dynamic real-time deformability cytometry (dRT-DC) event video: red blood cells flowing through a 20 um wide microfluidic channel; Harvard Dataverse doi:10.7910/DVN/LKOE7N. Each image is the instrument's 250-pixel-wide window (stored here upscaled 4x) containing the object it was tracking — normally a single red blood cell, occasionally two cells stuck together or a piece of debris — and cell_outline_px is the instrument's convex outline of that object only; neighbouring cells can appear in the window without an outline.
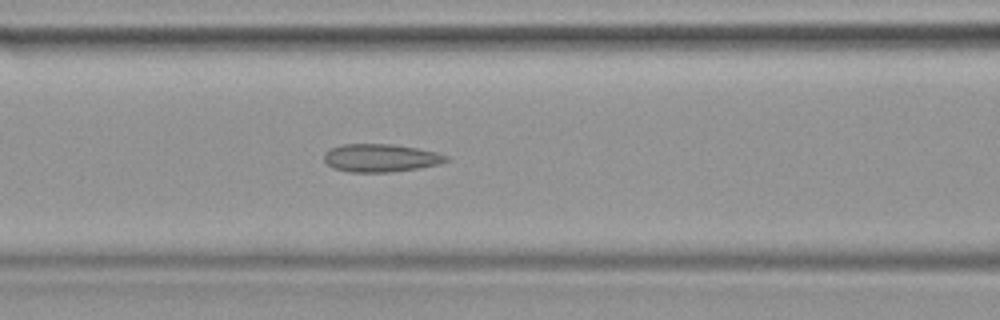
{"species": "common noctule bat (a hibernating species)", "species_latin": "Nyctalus noctula", "temperature_condition": "warm", "stored_images_in_passage": 33, "camera_frame_rate_fps": 3000, "um_per_image_px": 0.085, "animal": {"sex": "female", "body_mass_g": 19.9}, "frame": {"image": 1, "passage_image": 10, "time_ms": 3.0, "image_size_px": [1000, 320], "cell_outline_px": [[452, 160], [440, 164], [416, 168], [388, 172], [348, 172], [332, 168], [324, 160], [324, 152], [328, 148], [344, 144], [392, 144], [416, 148], [436, 152], [448, 156]], "centroid_in_image_um": [32.34, 13.42], "position_along_channel_um": 134.3, "area_um2": 20.0}}
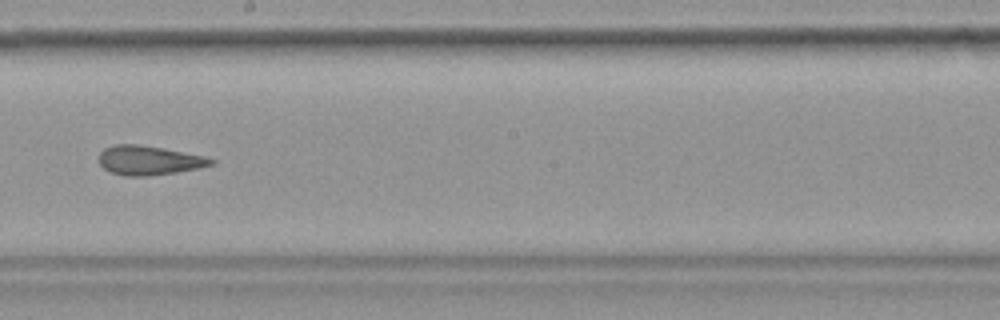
{"frame": {"image": 2, "passage_image": 16, "time_ms": 5.0, "image_size_px": [1000, 320], "cell_outline_px": [[216, 164], [200, 168], [176, 172], [148, 176], [124, 176], [108, 172], [100, 164], [100, 152], [104, 148], [116, 144], [136, 144], [164, 148], [204, 156], [216, 160]], "centroid_in_image_um": [12.68, 13.63], "position_along_channel_um": 235.5, "area_um2": 19.25}}
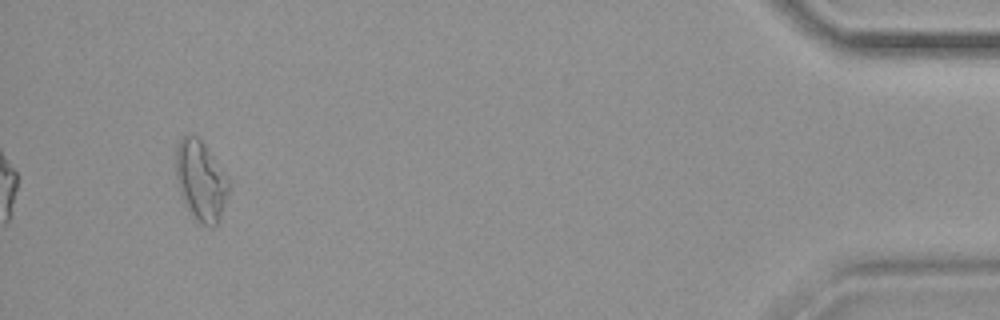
{"frame": {"image": 3, "passage_image": 31, "time_ms": 10.0, "image_size_px": [1000, 320], "cell_outline_px": [[228, 192], [220, 216], [216, 224], [212, 228], [200, 224], [196, 220], [184, 204], [180, 196], [176, 184], [176, 144], [184, 136], [196, 136], [204, 144], [228, 180]], "centroid_in_image_um": [17.01, 15.4], "position_along_channel_um": 418.2, "area_um2": 24.28}}